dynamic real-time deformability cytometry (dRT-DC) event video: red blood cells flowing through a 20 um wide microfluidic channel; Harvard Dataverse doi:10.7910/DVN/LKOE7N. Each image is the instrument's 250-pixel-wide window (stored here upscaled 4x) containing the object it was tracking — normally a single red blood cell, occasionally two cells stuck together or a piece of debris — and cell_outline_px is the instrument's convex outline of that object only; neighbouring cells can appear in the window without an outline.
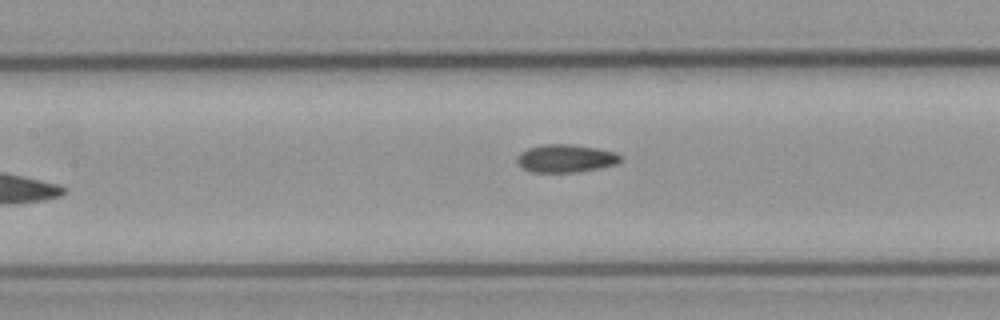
{"species": "common noctule bat (a hibernating species)", "species_latin": "Nyctalus noctula", "temperature_condition": "cold", "stored_images_in_passage": 7, "camera_frame_rate_fps": 3000, "um_per_image_px": 0.085, "animal": {"sex": "male", "body_mass_g": 23.1, "forearm_length_mm": 52.7}, "frame": {"image": 1, "passage_image": 6, "time_ms": 6.0, "image_size_px": [1000, 320], "cell_outline_px": [[620, 160], [616, 164], [600, 168], [576, 172], [528, 172], [516, 160], [520, 152], [528, 148], [544, 144], [568, 144], [596, 148], [616, 152], [620, 156]], "centroid_in_image_um": [48.07, 13.46], "position_along_channel_um": 159.3, "area_um2": 16.7}}
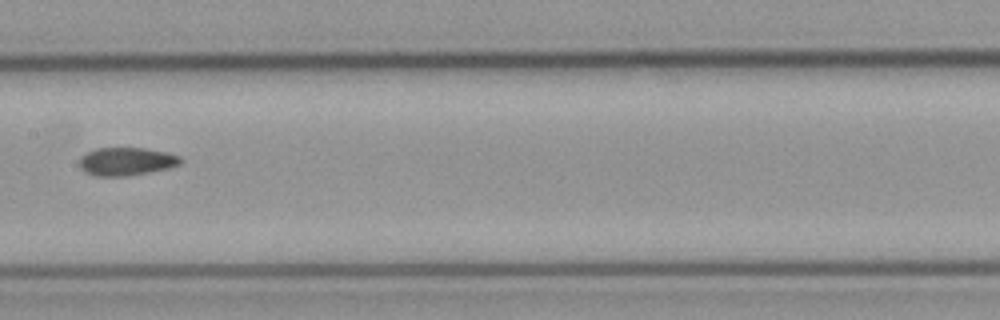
{"frame": {"image": 2, "passage_image": 7, "time_ms": 7.0, "image_size_px": [1000, 320], "cell_outline_px": [[184, 160], [180, 164], [168, 168], [148, 172], [124, 176], [96, 176], [80, 168], [80, 156], [96, 148], [144, 148], [168, 152], [180, 156]], "centroid_in_image_um": [10.77, 13.71], "position_along_channel_um": 196.6, "area_um2": 16.47}}